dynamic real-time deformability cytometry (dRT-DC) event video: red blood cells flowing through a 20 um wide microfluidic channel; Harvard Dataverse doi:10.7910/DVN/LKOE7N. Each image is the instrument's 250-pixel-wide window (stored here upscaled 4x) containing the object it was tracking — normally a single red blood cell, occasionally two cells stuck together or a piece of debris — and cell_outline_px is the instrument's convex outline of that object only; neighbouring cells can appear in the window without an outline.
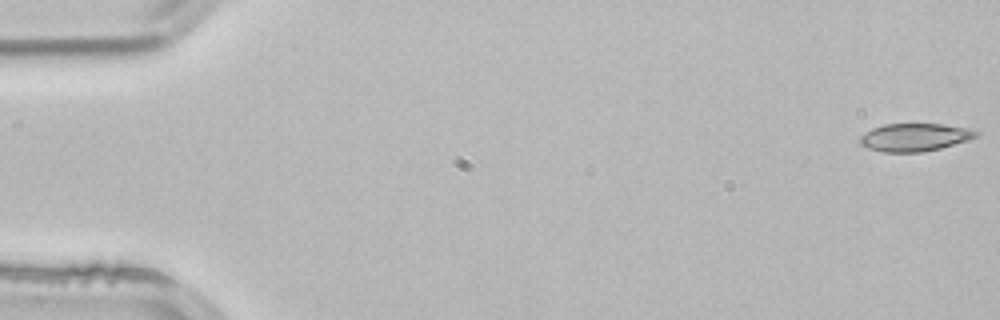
{"species": "common noctule bat (a hibernating species)", "species_latin": "Nyctalus noctula", "temperature_condition": "room temperature", "stored_images_in_passage": 4, "camera_frame_rate_fps": 3000, "um_per_image_px": 0.085, "animal": {"sex": "male", "body_mass_g": 21.5, "forearm_length_mm": 52.0}, "frame": {"image": 1, "passage_image": 1, "time_ms": 0.0, "image_size_px": [1000, 320], "cell_outline_px": [[980, 136], [968, 140], [940, 148], [924, 152], [884, 152], [868, 148], [860, 144], [860, 136], [872, 128], [884, 124], [940, 124], [968, 128], [980, 132]], "centroid_in_image_um": [77.77, 11.67], "position_along_channel_um": 7.2, "area_um2": 18.84}}